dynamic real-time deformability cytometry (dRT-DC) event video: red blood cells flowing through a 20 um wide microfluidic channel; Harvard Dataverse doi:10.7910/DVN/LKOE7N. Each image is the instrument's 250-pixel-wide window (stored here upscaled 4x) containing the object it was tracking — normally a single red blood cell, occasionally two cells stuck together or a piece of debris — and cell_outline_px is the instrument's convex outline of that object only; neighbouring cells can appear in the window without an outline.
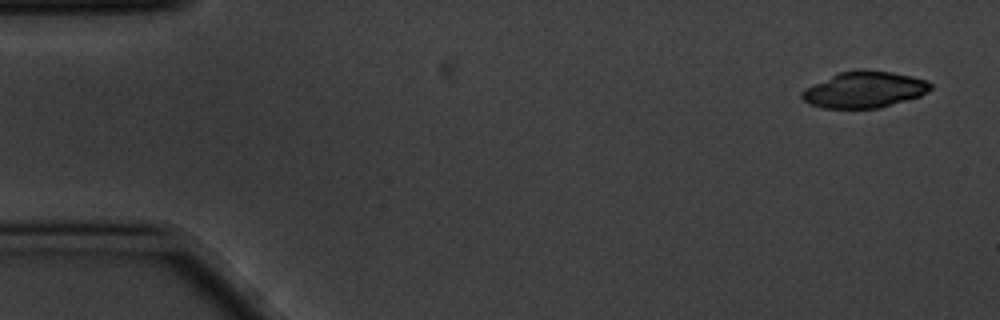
{"species": "common noctule bat (a hibernating species)", "species_latin": "Nyctalus noctula", "temperature_condition": "cold", "stored_images_in_passage": 7, "camera_frame_rate_fps": 3000, "um_per_image_px": 0.085, "animal": {"sex": "male", "body_mass_g": 20.1, "forearm_length_mm": 53.5}, "frame": {"image": 1, "passage_image": 1, "time_ms": 0.0, "image_size_px": [1000, 320], "cell_outline_px": [[932, 88], [920, 96], [880, 108], [824, 108], [808, 104], [800, 96], [800, 92], [804, 88], [812, 84], [840, 72], [860, 68], [864, 68], [892, 72], [912, 76], [924, 80], [932, 84]], "centroid_in_image_um": [73.44, 7.61], "position_along_channel_um": 11.6, "area_um2": 27.4}}